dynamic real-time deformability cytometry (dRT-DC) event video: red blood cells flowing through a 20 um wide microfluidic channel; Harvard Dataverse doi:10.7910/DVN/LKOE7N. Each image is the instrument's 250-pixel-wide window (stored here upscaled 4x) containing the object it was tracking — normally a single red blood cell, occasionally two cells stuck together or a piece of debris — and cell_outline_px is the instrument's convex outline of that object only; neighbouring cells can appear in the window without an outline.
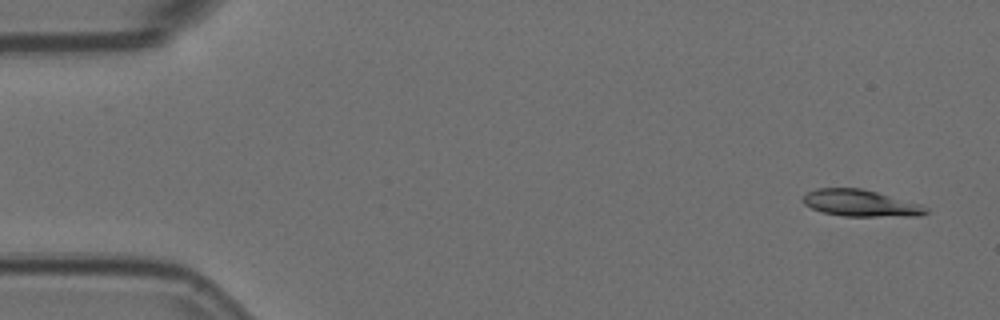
{"species": "Egyptian fruit bat (a non-hibernating species)", "species_latin": "Rousettus aegyptiacus", "temperature_condition": "room temperature", "stored_images_in_passage": 6, "segment_of_instrument_passage": [1, 2], "camera_frame_rate_fps": 3000, "um_per_image_px": 0.085, "animal": {"sex": "female"}, "frame": {"image": 1, "passage_image": 1, "time_ms": 0.0, "image_size_px": [1000, 320], "cell_outline_px": [[928, 212], [920, 216], [844, 216], [824, 212], [812, 208], [804, 204], [800, 200], [808, 192], [816, 188], [860, 188], [876, 192], [920, 204], [928, 208]], "centroid_in_image_um": [73.14, 17.27], "position_along_channel_um": 11.9, "area_um2": 18.96}}
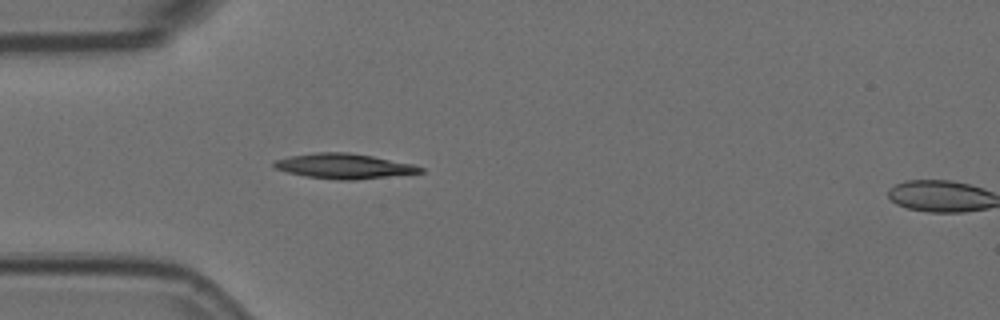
{"frame": {"image": 2, "passage_image": 5, "time_ms": 1.333, "image_size_px": [1000, 320], "cell_outline_px": [[424, 172], [356, 180], [336, 180], [308, 176], [288, 172], [276, 168], [272, 164], [272, 160], [288, 156], [316, 152], [348, 152], [372, 156], [412, 164], [424, 168]], "centroid_in_image_um": [29.21, 14.11], "position_along_channel_um": 55.8, "area_um2": 21.27}}